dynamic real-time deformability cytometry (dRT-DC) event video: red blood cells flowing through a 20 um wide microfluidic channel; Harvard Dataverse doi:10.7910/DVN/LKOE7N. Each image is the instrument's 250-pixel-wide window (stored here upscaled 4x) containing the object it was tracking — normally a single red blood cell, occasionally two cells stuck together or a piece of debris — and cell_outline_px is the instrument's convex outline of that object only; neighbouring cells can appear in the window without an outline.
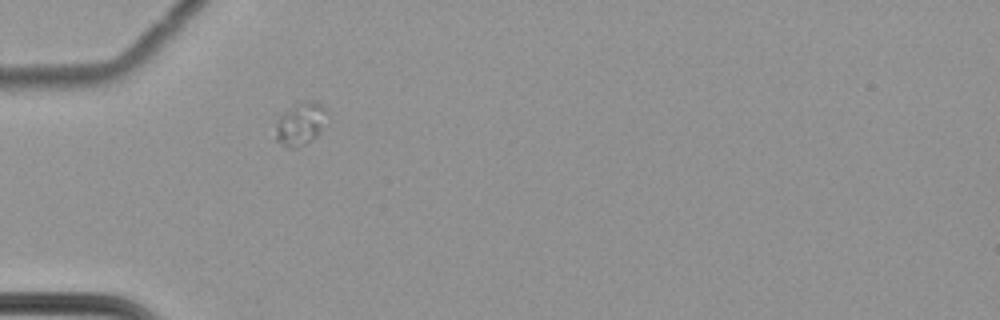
{"species": "common noctule bat (a hibernating species)", "species_latin": "Nyctalus noctula", "temperature_condition": "cold", "stored_images_in_passage": 42, "camera_frame_rate_fps": 3000, "um_per_image_px": 0.085, "animal": {"sex": "female", "body_mass_g": 22.7, "forearm_length_mm": 54.2}, "frame": {"image": 1, "passage_image": 1, "time_ms": 0.0, "image_size_px": [1000, 320], "cell_outline_px": [[328, 124], [316, 136], [304, 144], [296, 148], [288, 148], [276, 140], [276, 124], [280, 116], [300, 100], [316, 100], [324, 108]], "centroid_in_image_um": [25.57, 10.51], "position_along_channel_um": 59.4, "area_um2": 12.89}}
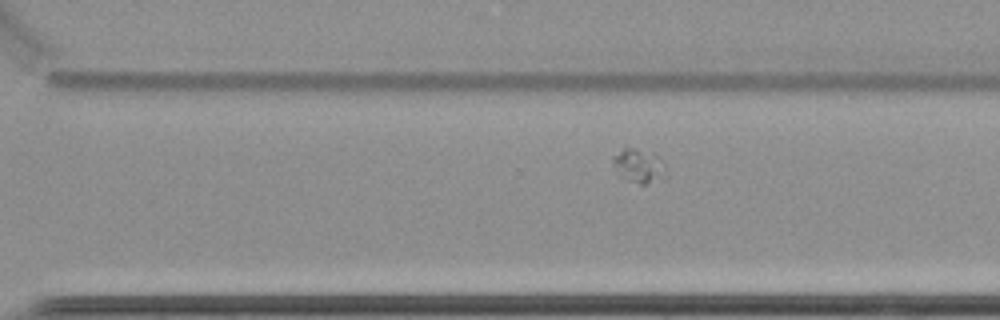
{"frame": {"image": 2, "passage_image": 24, "time_ms": 7.667, "image_size_px": [1000, 320], "cell_outline_px": [[668, 180], [648, 184], [640, 184], [628, 180], [620, 176], [616, 172], [612, 160], [612, 156], [624, 148], [632, 148], [656, 152], [660, 156], [664, 164]], "centroid_in_image_um": [54.38, 14.11], "position_along_channel_um": 316.2, "area_um2": 11.04}}
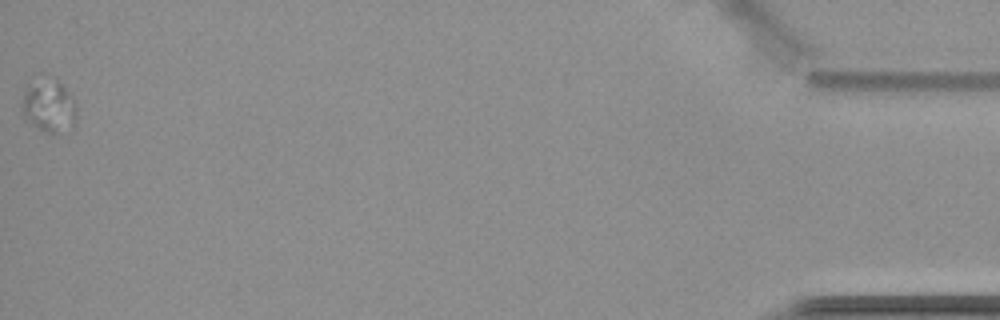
{"frame": {"image": 3, "passage_image": 42, "time_ms": 13.667, "image_size_px": [1000, 320], "cell_outline_px": [[76, 124], [72, 128], [52, 136], [44, 132], [20, 108], [24, 88], [28, 84], [56, 80], [76, 100]], "centroid_in_image_um": [4.22, 9.07], "position_along_channel_um": 431.0, "area_um2": 16.36}}